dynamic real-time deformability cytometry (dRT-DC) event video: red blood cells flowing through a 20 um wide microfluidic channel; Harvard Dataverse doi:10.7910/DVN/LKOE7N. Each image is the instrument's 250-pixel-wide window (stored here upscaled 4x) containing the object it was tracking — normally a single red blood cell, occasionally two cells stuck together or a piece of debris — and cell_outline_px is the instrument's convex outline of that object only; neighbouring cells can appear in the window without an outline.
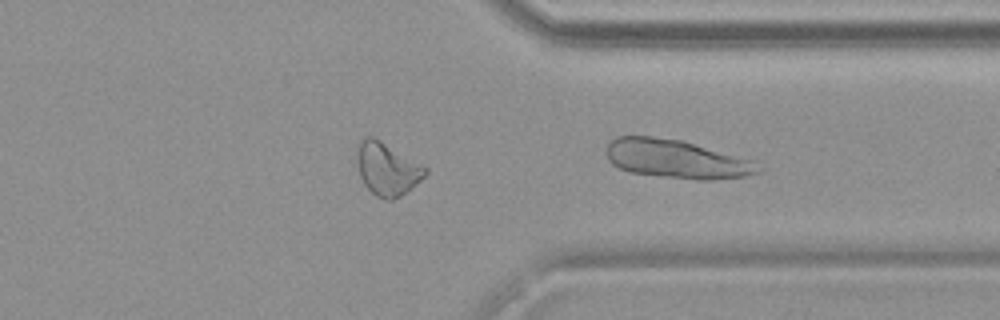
{"species": "common noctule bat (a hibernating species)", "species_latin": "Nyctalus noctula", "temperature_condition": "warm", "stored_images_in_passage": 23, "camera_frame_rate_fps": 3000, "um_per_image_px": 0.085, "animal": {"sex": "female", "body_mass_g": 19.9}, "frame": {"image": 1, "passage_image": 23, "time_ms": 7.333, "image_size_px": [1000, 320], "cell_outline_px": [[764, 168], [760, 172], [744, 176], [716, 180], [700, 180], [628, 172], [612, 164], [608, 160], [608, 144], [616, 136], [652, 136], [680, 140], [752, 160]], "centroid_in_image_um": [57.51, 13.52], "position_along_channel_um": 353.9, "area_um2": 33.87}}